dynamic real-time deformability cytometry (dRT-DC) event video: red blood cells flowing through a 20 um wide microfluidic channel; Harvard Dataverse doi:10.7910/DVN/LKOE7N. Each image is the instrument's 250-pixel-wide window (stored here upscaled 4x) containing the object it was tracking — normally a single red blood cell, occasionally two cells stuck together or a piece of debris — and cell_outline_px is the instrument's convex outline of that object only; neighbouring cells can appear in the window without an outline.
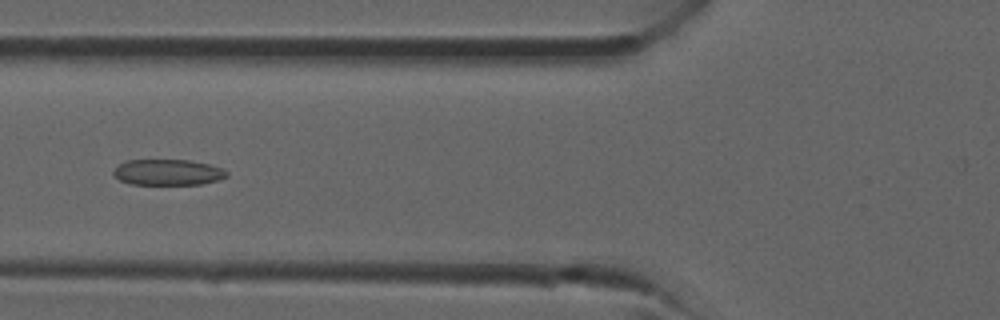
{"species": "common noctule bat (a hibernating species)", "species_latin": "Nyctalus noctula", "temperature_condition": "room temperature", "stored_images_in_passage": 31, "camera_frame_rate_fps": 3000, "um_per_image_px": 0.085, "animal": {"sex": "male", "forearm_length_mm": 52.5}, "frame": {"image": 1, "passage_image": 13, "time_ms": 4.0, "image_size_px": [1000, 320], "cell_outline_px": [[228, 176], [216, 180], [200, 184], [132, 184], [120, 180], [112, 172], [120, 164], [128, 160], [188, 160], [208, 164], [220, 168], [228, 172]], "centroid_in_image_um": [14.27, 14.64], "position_along_channel_um": 111.5, "area_um2": 16.76}}
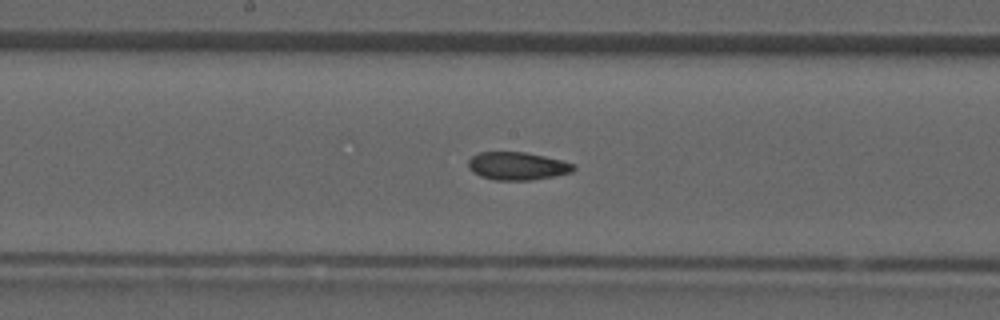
{"frame": {"image": 2, "passage_image": 18, "time_ms": 5.667, "image_size_px": [1000, 320], "cell_outline_px": [[576, 168], [572, 172], [556, 176], [532, 180], [496, 180], [480, 176], [472, 172], [468, 168], [468, 160], [472, 156], [480, 152], [524, 152], [544, 156], [576, 164]], "centroid_in_image_um": [43.98, 14.12], "position_along_channel_um": 204.2, "area_um2": 17.22}}
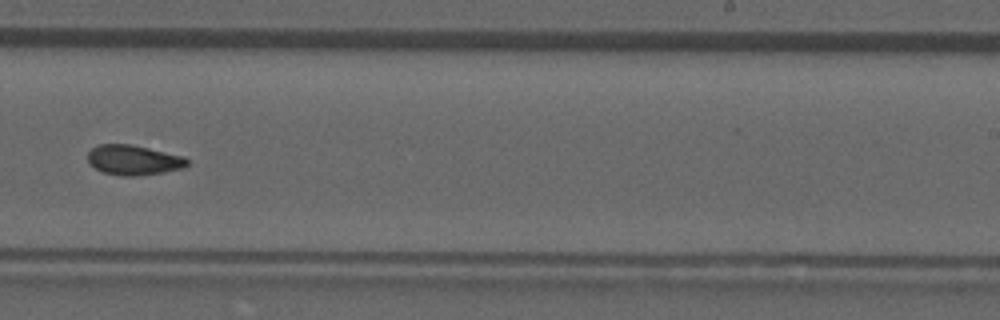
{"frame": {"image": 3, "passage_image": 22, "time_ms": 7.0, "image_size_px": [1000, 320], "cell_outline_px": [[188, 164], [184, 168], [136, 176], [120, 176], [104, 172], [88, 164], [88, 152], [92, 148], [100, 144], [132, 144], [184, 156], [188, 160]], "centroid_in_image_um": [11.34, 13.59], "position_along_channel_um": 277.7, "area_um2": 17.34}}